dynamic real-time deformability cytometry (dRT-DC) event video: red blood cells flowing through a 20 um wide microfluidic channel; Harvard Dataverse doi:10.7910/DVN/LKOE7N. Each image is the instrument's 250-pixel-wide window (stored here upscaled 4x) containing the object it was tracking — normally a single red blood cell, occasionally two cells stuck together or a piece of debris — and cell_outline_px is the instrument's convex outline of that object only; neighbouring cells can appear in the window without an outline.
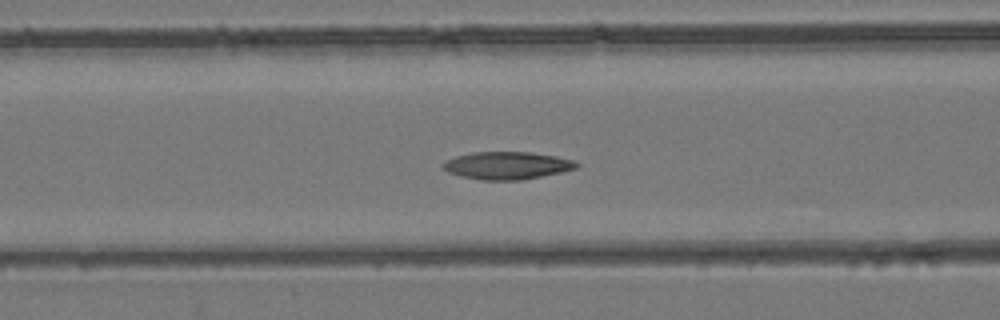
{"species": "common noctule bat (a hibernating species)", "species_latin": "Nyctalus noctula", "temperature_condition": "room temperature", "stored_images_in_passage": 35, "camera_frame_rate_fps": 3000, "um_per_image_px": 0.085, "animal": {"sex": "female", "body_mass_g": 24.6, "forearm_length_mm": 56.2}, "frame": {"image": 1, "passage_image": 12, "time_ms": 3.667, "image_size_px": [1000, 320], "cell_outline_px": [[580, 164], [576, 168], [560, 172], [520, 180], [480, 180], [448, 172], [440, 164], [456, 156], [472, 152], [528, 152], [556, 156], [576, 160]], "centroid_in_image_um": [43.12, 14.06], "position_along_channel_um": 123.5, "area_um2": 21.27}}
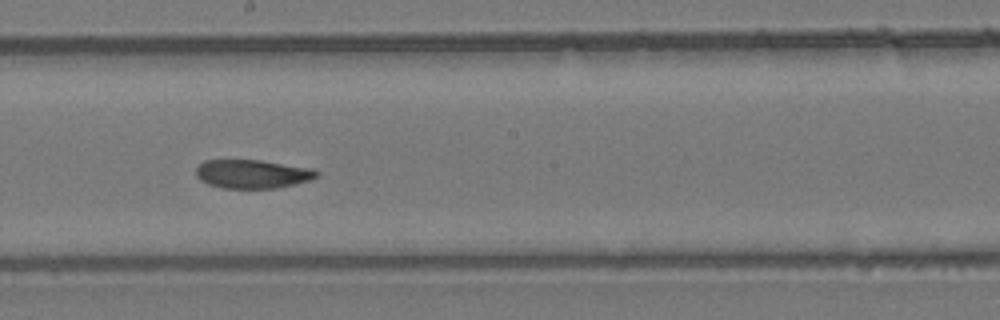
{"frame": {"image": 2, "passage_image": 20, "time_ms": 6.333, "image_size_px": [1000, 320], "cell_outline_px": [[320, 172], [316, 176], [308, 180], [276, 188], [224, 188], [208, 184], [200, 180], [196, 176], [196, 168], [204, 160], [260, 160], [312, 168]], "centroid_in_image_um": [21.42, 14.78], "position_along_channel_um": 226.8, "area_um2": 20.0}}
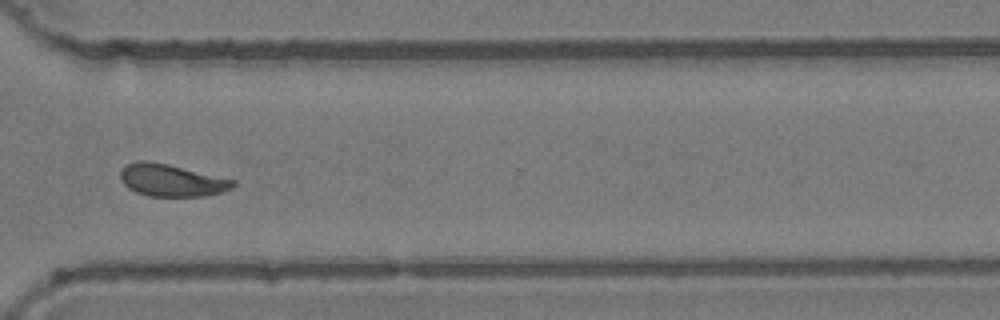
{"frame": {"image": 3, "passage_image": 30, "time_ms": 9.667, "image_size_px": [1000, 320], "cell_outline_px": [[236, 184], [220, 192], [204, 196], [148, 196], [136, 192], [128, 188], [120, 180], [120, 172], [128, 164], [136, 160], [144, 160], [168, 164], [236, 180]], "centroid_in_image_um": [14.54, 15.32], "position_along_channel_um": 356.1, "area_um2": 20.98}, "authors_computed_cell_mechanics": {"area_um2": 21.2704, "velocity_mm_per_s": 3.8738, "shape_relaxation_time_tau1_ms": null, "shape_relaxation_time_tau2_ms": 4.7783, "deformation_change_tau1": null, "deformation_change_tau2": 0.1104}}